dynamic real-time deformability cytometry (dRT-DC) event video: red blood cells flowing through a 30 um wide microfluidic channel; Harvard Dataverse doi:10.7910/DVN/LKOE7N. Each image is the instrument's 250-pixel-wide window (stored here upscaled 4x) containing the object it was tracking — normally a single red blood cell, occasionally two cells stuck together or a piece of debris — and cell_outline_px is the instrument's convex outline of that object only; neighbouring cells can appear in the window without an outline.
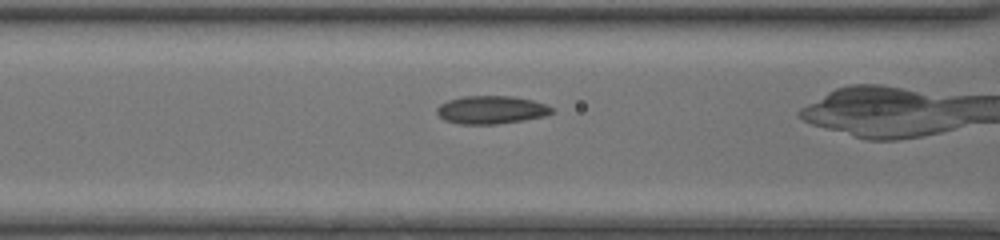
{"species": "common noctule bat (a hibernating species)", "species_latin": "Nyctalus noctula", "temperature_condition": "room temperature", "stored_images_in_passage": 17, "camera_frame_rate_fps": 3000, "um_per_image_px": 0.085, "animal": {"sex": "female", "body_mass_g": 20.0, "forearm_length_mm": 54.0}, "frame": {"image": 1, "passage_image": 15, "time_ms": 4.667, "image_size_px": [1000, 240], "cell_outline_px": [[556, 112], [544, 116], [524, 120], [496, 124], [460, 124], [444, 120], [436, 112], [436, 108], [440, 104], [448, 100], [464, 96], [512, 96], [532, 100], [556, 108]], "centroid_in_image_um": [41.78, 9.33], "position_along_channel_um": 124.8, "area_um2": 18.9}}